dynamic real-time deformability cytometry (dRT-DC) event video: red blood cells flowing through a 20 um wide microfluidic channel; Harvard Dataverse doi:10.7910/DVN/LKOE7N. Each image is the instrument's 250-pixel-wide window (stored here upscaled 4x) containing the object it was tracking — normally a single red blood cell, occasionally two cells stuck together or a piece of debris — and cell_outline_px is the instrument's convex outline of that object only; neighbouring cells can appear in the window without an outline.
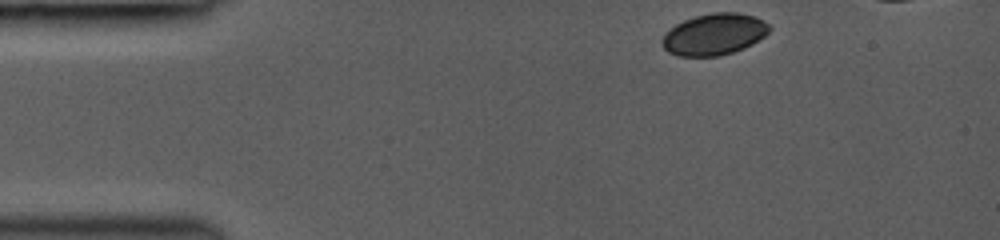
{"species": "common noctule bat (a hibernating species)", "species_latin": "Nyctalus noctula", "temperature_condition": "room temperature", "stored_images_in_passage": 34, "camera_frame_rate_fps": 3000, "um_per_image_px": 0.085, "animal": {"sex": "female", "body_mass_g": 19.0, "forearm_length_mm": 53.3}, "frame": {"image": 1, "passage_image": 1, "time_ms": 0.0, "image_size_px": [1000, 240], "cell_outline_px": [[772, 28], [764, 36], [752, 44], [744, 48], [720, 56], [676, 56], [668, 52], [660, 44], [660, 40], [664, 32], [676, 24], [684, 20], [696, 16], [712, 12], [736, 12], [756, 16], [764, 20]], "centroid_in_image_um": [60.68, 2.91], "position_along_channel_um": 24.3, "area_um2": 26.24}}
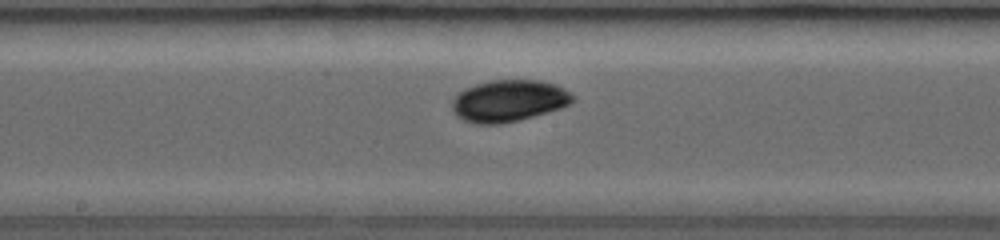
{"frame": {"image": 2, "passage_image": 19, "time_ms": 6.0, "image_size_px": [1000, 240], "cell_outline_px": [[576, 96], [572, 104], [560, 108], [520, 120], [500, 124], [476, 124], [464, 120], [456, 116], [452, 112], [452, 100], [464, 88], [488, 80], [540, 80], [556, 84], [564, 88]], "centroid_in_image_um": [43.26, 8.56], "position_along_channel_um": 204.9, "area_um2": 29.65}}
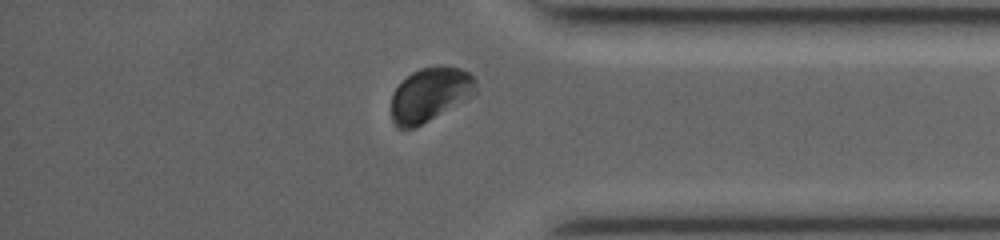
{"frame": {"image": 3, "passage_image": 33, "time_ms": 10.667, "image_size_px": [1000, 240], "cell_outline_px": [[476, 92], [472, 96], [416, 128], [396, 128], [392, 120], [392, 92], [412, 72], [420, 68], [440, 64], [444, 64], [460, 68], [468, 72], [476, 80]], "centroid_in_image_um": [36.56, 8.02], "position_along_channel_um": 398.6, "area_um2": 26.76}}